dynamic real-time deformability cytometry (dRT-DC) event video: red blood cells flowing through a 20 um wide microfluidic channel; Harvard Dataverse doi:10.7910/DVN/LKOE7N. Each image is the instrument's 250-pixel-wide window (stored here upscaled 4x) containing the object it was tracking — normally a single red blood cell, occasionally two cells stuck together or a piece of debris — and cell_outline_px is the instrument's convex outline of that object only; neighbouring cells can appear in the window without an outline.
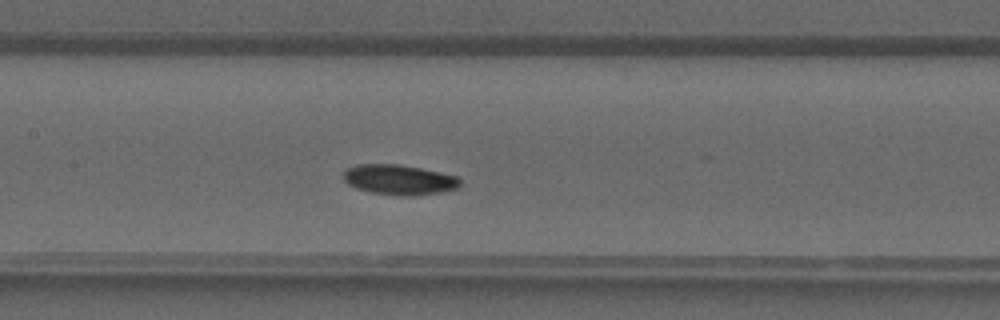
{"species": "common noctule bat (a hibernating species)", "species_latin": "Nyctalus noctula", "temperature_condition": "warm", "stored_images_in_passage": 35, "camera_frame_rate_fps": 3000, "um_per_image_px": 0.085, "animal": {"sex": "male", "forearm_length_mm": 52.5}, "frame": {"image": 1, "passage_image": 14, "time_ms": 4.333, "image_size_px": [1000, 320], "cell_outline_px": [[460, 184], [456, 188], [440, 192], [412, 196], [400, 196], [372, 192], [356, 188], [348, 184], [344, 180], [344, 172], [348, 168], [356, 164], [396, 164], [420, 168], [460, 176]], "centroid_in_image_um": [33.93, 15.27], "position_along_channel_um": 173.5, "area_um2": 20.4}}
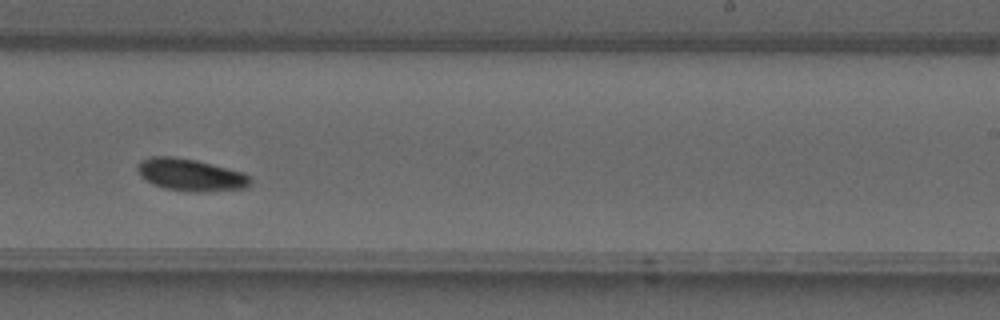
{"frame": {"image": 2, "passage_image": 20, "time_ms": 6.333, "image_size_px": [1000, 320], "cell_outline_px": [[252, 184], [248, 188], [208, 192], [196, 192], [164, 188], [152, 184], [140, 176], [136, 168], [136, 164], [140, 160], [152, 156], [176, 156], [196, 160], [244, 172], [252, 180]], "centroid_in_image_um": [16.21, 14.86], "position_along_channel_um": 272.8, "area_um2": 21.56}}
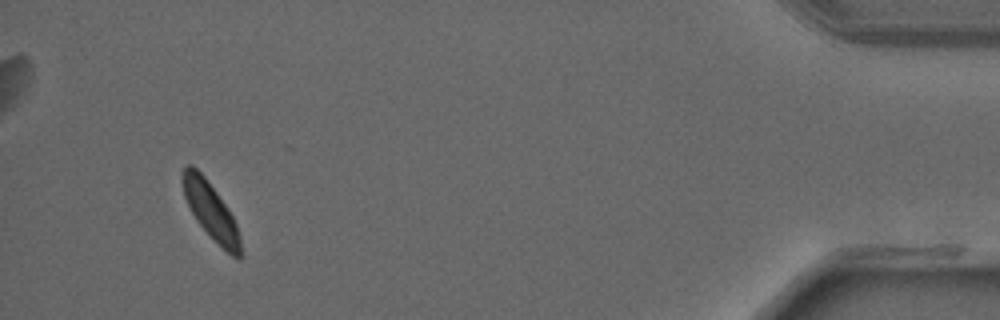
{"frame": {"image": 3, "passage_image": 33, "time_ms": 10.667, "image_size_px": [1000, 320], "cell_outline_px": [[240, 260], [232, 256], [196, 220], [184, 196], [184, 168], [188, 164], [192, 164], [204, 176], [228, 208], [236, 224], [240, 236]], "centroid_in_image_um": [17.94, 17.91], "position_along_channel_um": 417.3, "area_um2": 18.15}}